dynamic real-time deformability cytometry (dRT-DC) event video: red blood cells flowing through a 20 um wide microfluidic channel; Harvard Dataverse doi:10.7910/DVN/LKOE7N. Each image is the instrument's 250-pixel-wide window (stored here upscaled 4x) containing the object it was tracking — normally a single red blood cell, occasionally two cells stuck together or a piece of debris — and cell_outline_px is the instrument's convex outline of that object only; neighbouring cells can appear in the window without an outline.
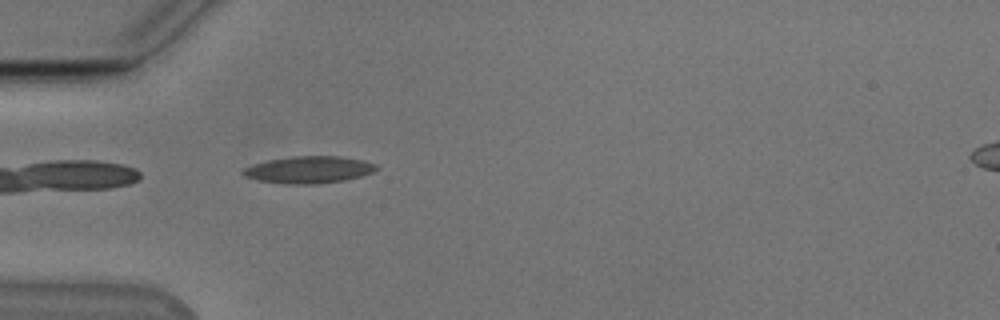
{"species": "Egyptian fruit bat (a non-hibernating species)", "species_latin": "Rousettus aegyptiacus", "temperature_condition": "cold", "stored_images_in_passage": 39, "camera_frame_rate_fps": 3000, "um_per_image_px": 0.085, "animal": {"sex": "male"}, "frame": {"image": 1, "passage_image": 1, "time_ms": 0.0, "image_size_px": [1000, 320], "cell_outline_px": [[380, 168], [372, 172], [360, 176], [344, 180], [316, 184], [284, 184], [256, 180], [244, 176], [240, 172], [244, 168], [252, 164], [268, 160], [292, 156], [340, 156], [364, 160], [376, 164]], "centroid_in_image_um": [26.23, 14.42], "position_along_channel_um": 58.8, "area_um2": 21.15}}
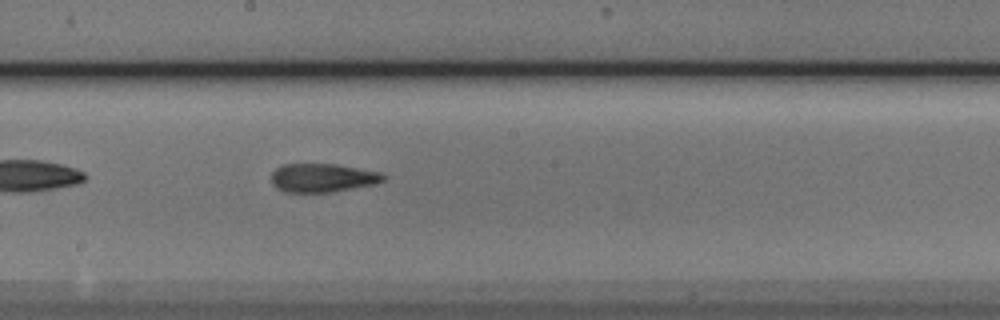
{"frame": {"image": 2, "passage_image": 14, "time_ms": 4.333, "image_size_px": [1000, 320], "cell_outline_px": [[388, 176], [384, 180], [372, 184], [332, 192], [284, 192], [276, 188], [272, 184], [272, 172], [276, 168], [284, 164], [336, 164], [384, 172]], "centroid_in_image_um": [27.44, 15.11], "position_along_channel_um": 220.8, "area_um2": 18.79}}
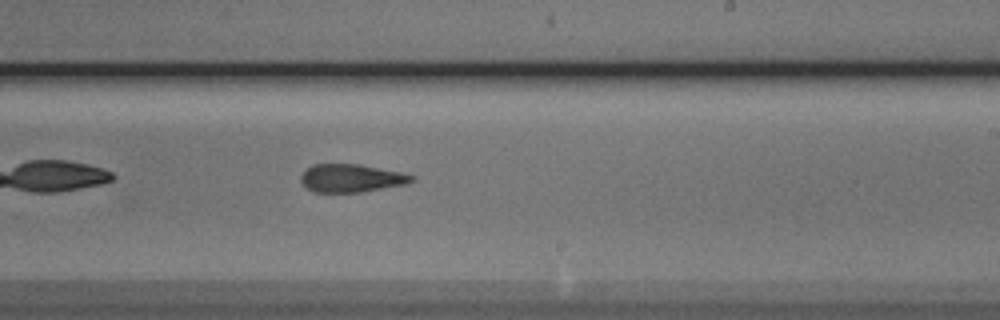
{"frame": {"image": 3, "passage_image": 17, "time_ms": 5.333, "image_size_px": [1000, 320], "cell_outline_px": [[416, 180], [404, 184], [360, 192], [312, 192], [300, 180], [300, 176], [312, 164], [360, 164], [400, 172], [416, 176]], "centroid_in_image_um": [29.86, 15.14], "position_along_channel_um": 259.1, "area_um2": 17.98}, "authors_computed_cell_mechanics": {"area_um2": 18.5538, "velocity_mm_per_s": 3.8448, "shape_relaxation_time_tau1_ms": null, "shape_relaxation_time_tau2_ms": 2.2409, "deformation_change_tau1": null, "deformation_change_tau2": 0.1057}}